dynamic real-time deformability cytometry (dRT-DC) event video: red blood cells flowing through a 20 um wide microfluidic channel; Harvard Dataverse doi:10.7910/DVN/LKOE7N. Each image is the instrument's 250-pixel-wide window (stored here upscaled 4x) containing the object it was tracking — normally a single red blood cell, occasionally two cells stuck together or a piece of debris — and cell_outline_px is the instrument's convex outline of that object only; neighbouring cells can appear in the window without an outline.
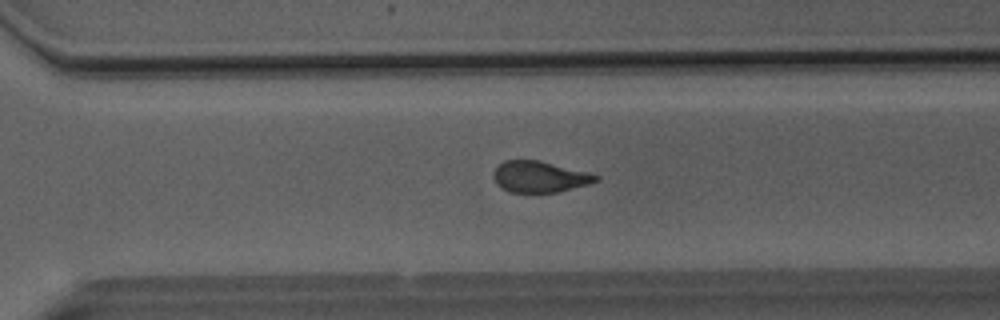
{"species": "Egyptian fruit bat (a non-hibernating species)", "species_latin": "Rousettus aegyptiacus", "temperature_condition": "room temperature", "stored_images_in_passage": 47, "camera_frame_rate_fps": 3000, "um_per_image_px": 0.085, "animal": {"sex": "male"}, "frame": {"image": 1, "passage_image": 32, "time_ms": 10.333, "image_size_px": [1000, 320], "cell_outline_px": [[600, 180], [588, 184], [556, 192], [508, 192], [500, 188], [496, 184], [492, 176], [492, 172], [504, 160], [540, 160], [600, 176]], "centroid_in_image_um": [45.81, 15.02], "position_along_channel_um": 324.8, "area_um2": 18.55}}
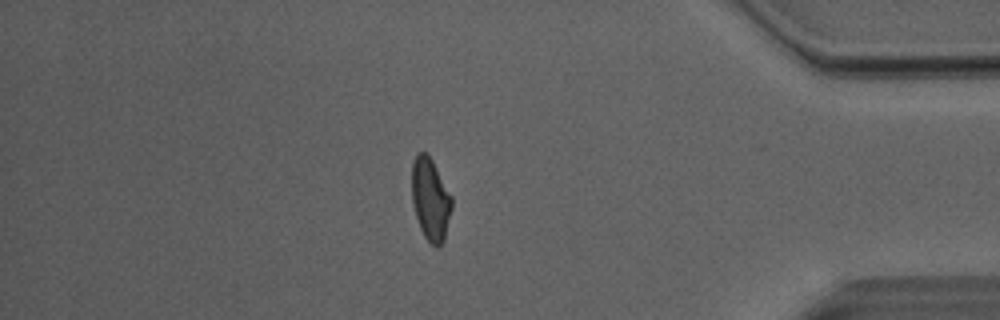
{"frame": {"image": 2, "passage_image": 40, "time_ms": 13.0, "image_size_px": [1000, 320], "cell_outline_px": [[452, 208], [444, 240], [436, 248], [424, 236], [420, 228], [412, 204], [412, 164], [416, 152], [428, 152], [452, 196]], "centroid_in_image_um": [36.58, 16.9], "position_along_channel_um": 398.6, "area_um2": 19.31}}
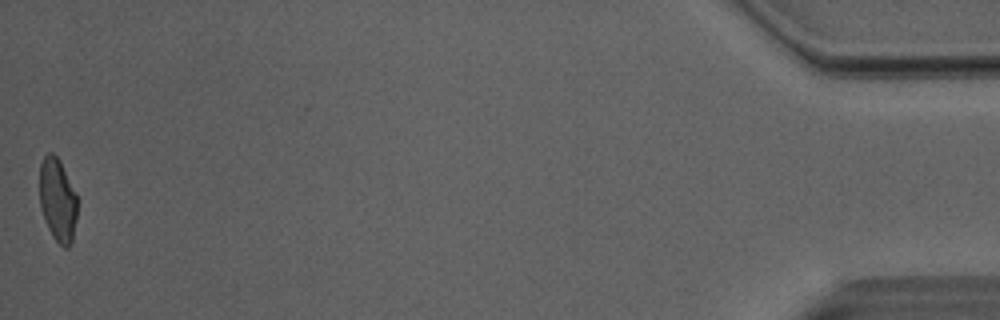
{"frame": {"image": 3, "passage_image": 47, "time_ms": 15.333, "image_size_px": [1000, 320], "cell_outline_px": [[76, 220], [72, 244], [68, 248], [64, 248], [52, 236], [48, 228], [40, 208], [40, 164], [44, 156], [48, 152], [52, 152], [60, 160], [76, 192]], "centroid_in_image_um": [4.9, 17.0], "position_along_channel_um": 430.3, "area_um2": 18.44}, "authors_computed_cell_mechanics": {"area_um2": 19.7676, "velocity_mm_per_s": 4.0489, "shape_relaxation_time_tau1_ms": 6.274, "shape_relaxation_time_tau2_ms": 1.3138, "deformation_change_tau1": 0.1515, "deformation_change_tau2": 0.078}}